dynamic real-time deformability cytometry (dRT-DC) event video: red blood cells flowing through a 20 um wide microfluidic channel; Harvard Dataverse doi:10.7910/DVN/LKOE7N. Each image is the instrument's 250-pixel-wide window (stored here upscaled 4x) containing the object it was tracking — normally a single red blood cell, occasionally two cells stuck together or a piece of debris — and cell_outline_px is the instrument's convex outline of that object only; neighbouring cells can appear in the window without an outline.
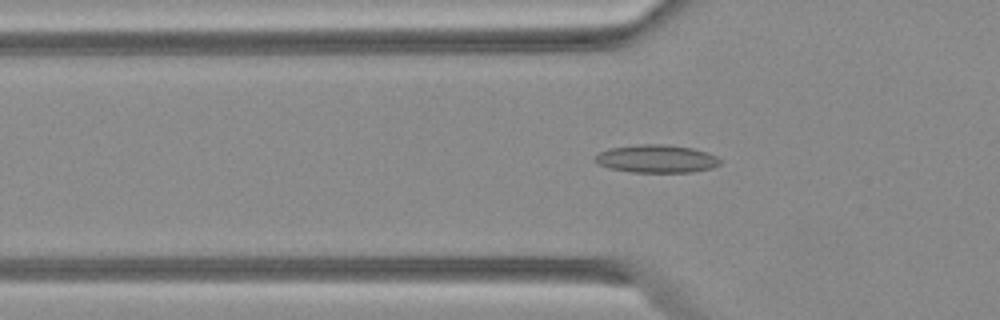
{"species": "Egyptian fruit bat (a non-hibernating species)", "species_latin": "Rousettus aegyptiacus", "temperature_condition": "warm", "stored_images_in_passage": 41, "camera_frame_rate_fps": 3000, "um_per_image_px": 0.085, "animal": {"sex": "female"}, "frame": {"image": 1, "passage_image": 7, "time_ms": 2.0, "image_size_px": [1000, 320], "cell_outline_px": [[720, 164], [712, 168], [692, 172], [632, 172], [608, 168], [592, 160], [592, 156], [600, 152], [612, 148], [640, 144], [664, 144], [692, 148], [708, 152], [716, 156], [720, 160]], "centroid_in_image_um": [55.79, 13.5], "position_along_channel_um": 70.0, "area_um2": 20.4}}
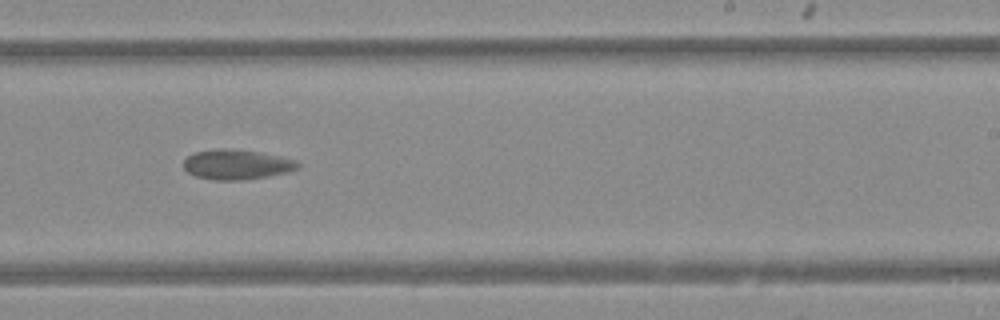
{"frame": {"image": 2, "passage_image": 22, "time_ms": 7.0, "image_size_px": [1000, 320], "cell_outline_px": [[300, 168], [288, 172], [268, 176], [244, 180], [212, 180], [196, 176], [188, 172], [184, 168], [184, 160], [192, 152], [220, 148], [224, 148], [256, 152], [280, 156], [296, 160], [300, 164]], "centroid_in_image_um": [20.12, 13.99], "position_along_channel_um": 268.9, "area_um2": 19.94}}
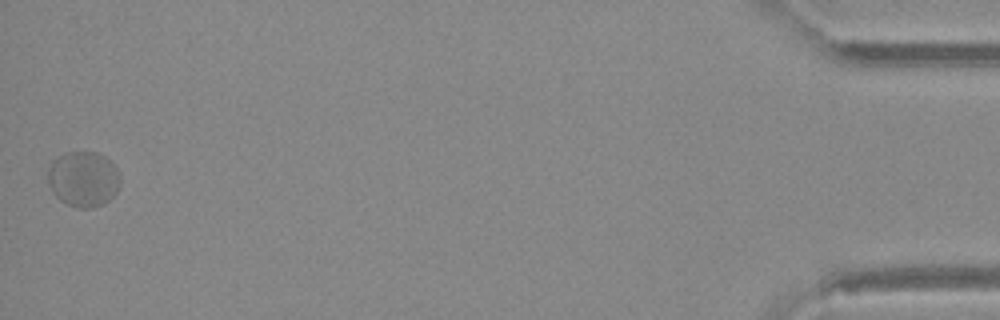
{"frame": {"image": 3, "passage_image": 41, "time_ms": 13.333, "image_size_px": [1000, 320], "cell_outline_px": [[120, 184], [116, 192], [108, 200], [100, 204], [88, 208], [76, 208], [60, 200], [52, 192], [48, 184], [48, 168], [64, 152], [96, 152], [112, 160], [120, 176]], "centroid_in_image_um": [7.09, 15.21], "position_along_channel_um": 428.1, "area_um2": 23.29}}